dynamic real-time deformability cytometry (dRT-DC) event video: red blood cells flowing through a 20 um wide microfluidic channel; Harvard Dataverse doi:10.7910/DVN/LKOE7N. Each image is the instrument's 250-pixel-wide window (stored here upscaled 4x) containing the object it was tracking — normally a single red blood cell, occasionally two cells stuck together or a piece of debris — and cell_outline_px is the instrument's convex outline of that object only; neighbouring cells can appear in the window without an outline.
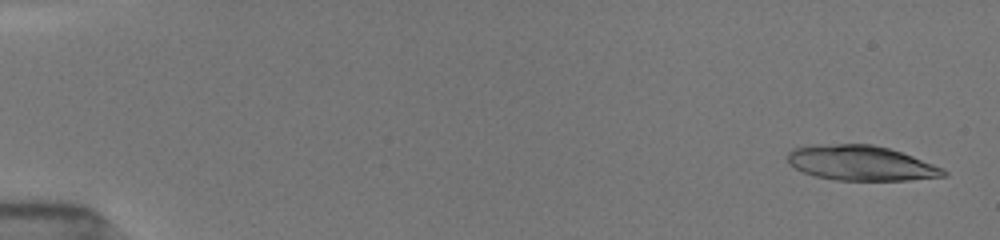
{"species": "common noctule bat (a hibernating species)", "species_latin": "Nyctalus noctula", "temperature_condition": "room temperature", "stored_images_in_passage": 29, "camera_frame_rate_fps": 3000, "um_per_image_px": 0.085, "animal": {"sex": "female", "body_mass_g": 19.5, "forearm_length_mm": 54.1}, "frame": {"image": 1, "passage_image": 1, "time_ms": 0.0, "image_size_px": [1000, 240], "cell_outline_px": [[948, 176], [908, 180], [836, 180], [816, 176], [804, 172], [788, 164], [788, 152], [796, 148], [816, 144], [872, 144], [888, 148], [912, 156], [932, 164], [948, 172]], "centroid_in_image_um": [73.17, 13.86], "position_along_channel_um": 11.8, "area_um2": 31.5}}